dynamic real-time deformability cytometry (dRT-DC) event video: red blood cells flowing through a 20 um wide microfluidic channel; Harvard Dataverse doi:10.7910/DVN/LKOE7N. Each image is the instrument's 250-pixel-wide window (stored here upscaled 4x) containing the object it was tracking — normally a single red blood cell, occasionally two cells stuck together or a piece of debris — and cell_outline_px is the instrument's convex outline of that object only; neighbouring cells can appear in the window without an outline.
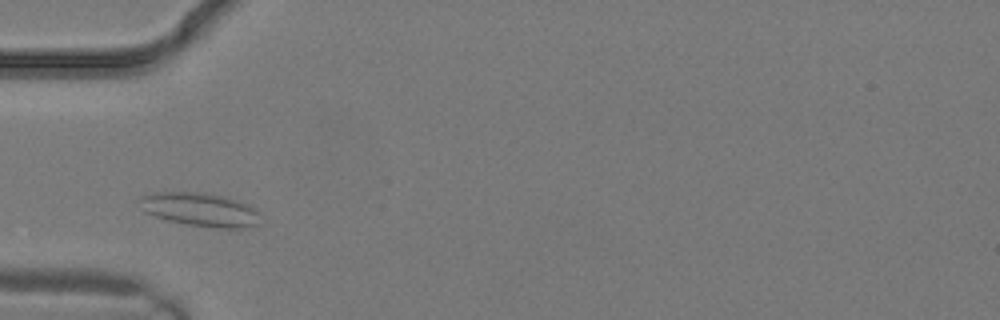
{"species": "common noctule bat (a hibernating species)", "species_latin": "Nyctalus noctula", "temperature_condition": "warm", "stored_images_in_passage": 4, "camera_frame_rate_fps": 3000, "um_per_image_px": 0.085, "animal": {"sex": "male", "body_mass_g": 19.2, "forearm_length_mm": 51.8}, "frame": {"image": 1, "passage_image": 4, "time_ms": 1.0, "image_size_px": [1000, 320], "cell_outline_px": [[256, 224], [244, 228], [216, 228], [188, 224], [156, 216], [144, 212], [140, 200], [140, 196], [152, 192], [204, 192], [224, 196], [248, 204], [256, 208]], "centroid_in_image_um": [16.99, 17.79], "position_along_channel_um": 68.0, "area_um2": 23.24}}